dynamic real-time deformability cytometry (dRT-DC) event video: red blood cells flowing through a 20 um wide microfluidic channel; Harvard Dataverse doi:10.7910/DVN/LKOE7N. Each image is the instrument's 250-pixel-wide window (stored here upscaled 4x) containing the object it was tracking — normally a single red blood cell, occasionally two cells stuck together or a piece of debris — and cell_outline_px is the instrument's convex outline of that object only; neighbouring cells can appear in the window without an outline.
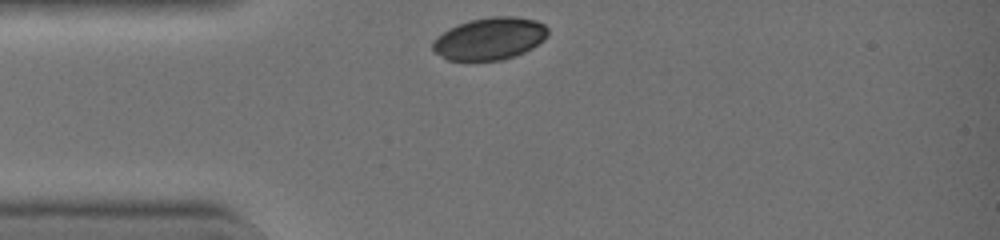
{"species": "common noctule bat (a hibernating species)", "species_latin": "Nyctalus noctula", "temperature_condition": "warm", "stored_images_in_passage": 27, "camera_frame_rate_fps": 3000, "um_per_image_px": 0.085, "animal": {"sex": "female", "body_mass_g": 19.0, "forearm_length_mm": 51.5}, "frame": {"image": 1, "passage_image": 1, "time_ms": 0.0, "image_size_px": [1000, 240], "cell_outline_px": [[548, 36], [544, 40], [532, 48], [524, 52], [500, 60], [448, 60], [432, 52], [432, 44], [436, 36], [448, 28], [472, 20], [492, 16], [516, 16], [536, 20], [544, 24], [548, 28]], "centroid_in_image_um": [41.62, 3.28], "position_along_channel_um": 43.4, "area_um2": 28.44}}
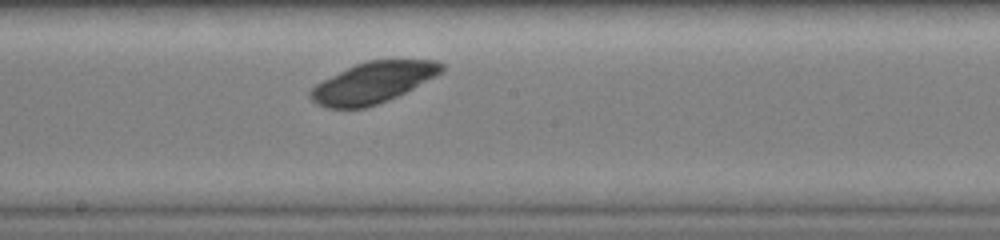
{"frame": {"image": 2, "passage_image": 14, "time_ms": 4.333, "image_size_px": [1000, 240], "cell_outline_px": [[444, 72], [396, 96], [376, 104], [364, 108], [328, 108], [316, 104], [308, 96], [308, 92], [316, 84], [356, 64], [368, 60], [436, 60], [444, 64]], "centroid_in_image_um": [31.71, 7.02], "position_along_channel_um": 216.5, "area_um2": 30.92}}
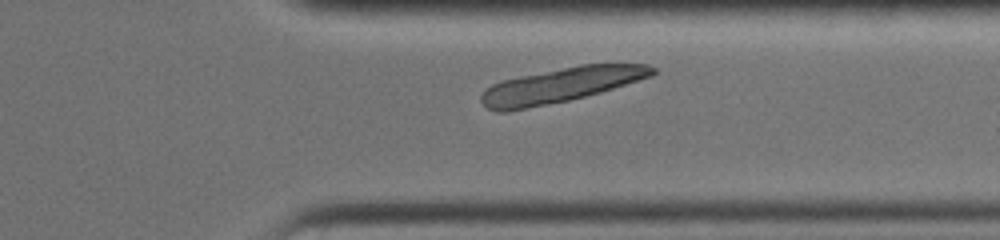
{"frame": {"image": 3, "passage_image": 24, "time_ms": 7.667, "image_size_px": [1000, 240], "cell_outline_px": [[656, 72], [652, 76], [600, 92], [568, 100], [504, 112], [496, 112], [488, 108], [480, 100], [480, 96], [492, 84], [504, 80], [520, 76], [580, 64], [648, 64], [656, 68]], "centroid_in_image_um": [47.69, 7.22], "position_along_channel_um": 363.7, "area_um2": 34.22}}